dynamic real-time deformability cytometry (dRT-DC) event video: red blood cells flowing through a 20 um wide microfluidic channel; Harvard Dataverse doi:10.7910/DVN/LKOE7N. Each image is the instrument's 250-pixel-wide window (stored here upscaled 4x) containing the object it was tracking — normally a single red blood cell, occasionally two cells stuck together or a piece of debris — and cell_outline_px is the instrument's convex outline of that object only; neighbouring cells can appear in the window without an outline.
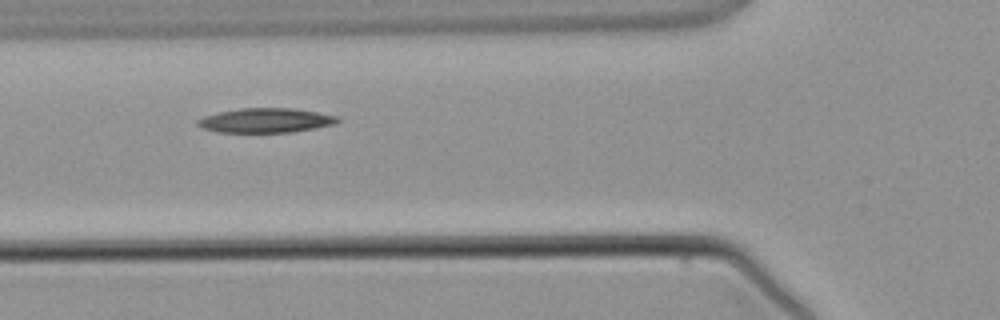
{"species": "common noctule bat (a hibernating species)", "species_latin": "Nyctalus noctula", "temperature_condition": "warm", "stored_images_in_passage": 4, "camera_frame_rate_fps": 3000, "um_per_image_px": 0.085, "animal": {"sex": "male", "body_mass_g": 21.5, "forearm_length_mm": 52.0}, "frame": {"image": 1, "passage_image": 4, "time_ms": 3.667, "image_size_px": [1000, 320], "cell_outline_px": [[340, 120], [336, 124], [292, 132], [216, 132], [204, 128], [196, 124], [196, 120], [204, 116], [220, 112], [240, 108], [296, 108], [340, 116]], "centroid_in_image_um": [22.63, 10.23], "position_along_channel_um": 103.2, "area_um2": 20.06}}